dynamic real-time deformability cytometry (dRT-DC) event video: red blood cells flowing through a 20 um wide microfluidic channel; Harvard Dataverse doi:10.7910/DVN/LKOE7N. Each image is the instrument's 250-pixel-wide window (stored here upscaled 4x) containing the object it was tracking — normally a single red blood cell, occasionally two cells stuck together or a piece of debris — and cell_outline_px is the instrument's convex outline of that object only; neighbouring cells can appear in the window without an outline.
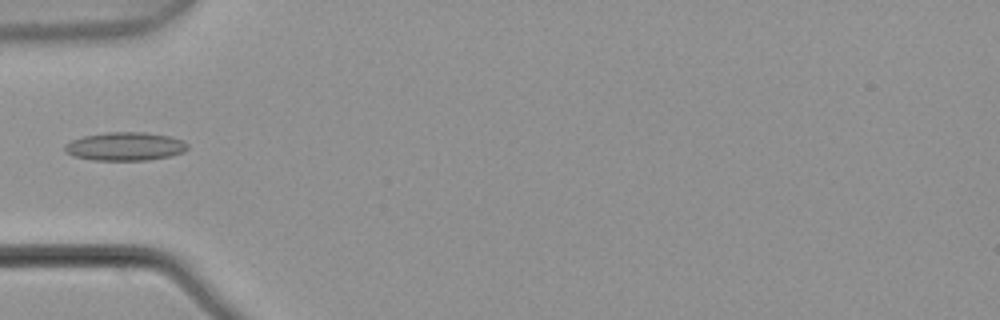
{"species": "common noctule bat (a hibernating species)", "species_latin": "Nyctalus noctula", "temperature_condition": "warm", "stored_images_in_passage": 1, "camera_frame_rate_fps": 3000, "um_per_image_px": 0.085, "animal": {"sex": "male", "body_mass_g": 21.5, "forearm_length_mm": 52.0}, "frame": {"image": 1, "passage_image": 1, "time_ms": 0.0, "image_size_px": [1000, 320], "cell_outline_px": [[188, 148], [184, 152], [168, 156], [148, 160], [92, 160], [72, 156], [64, 152], [64, 144], [72, 140], [84, 136], [108, 132], [144, 132], [172, 136], [184, 140], [188, 144]], "centroid_in_image_um": [10.64, 12.44], "position_along_channel_um": 74.4, "area_um2": 20.52}}